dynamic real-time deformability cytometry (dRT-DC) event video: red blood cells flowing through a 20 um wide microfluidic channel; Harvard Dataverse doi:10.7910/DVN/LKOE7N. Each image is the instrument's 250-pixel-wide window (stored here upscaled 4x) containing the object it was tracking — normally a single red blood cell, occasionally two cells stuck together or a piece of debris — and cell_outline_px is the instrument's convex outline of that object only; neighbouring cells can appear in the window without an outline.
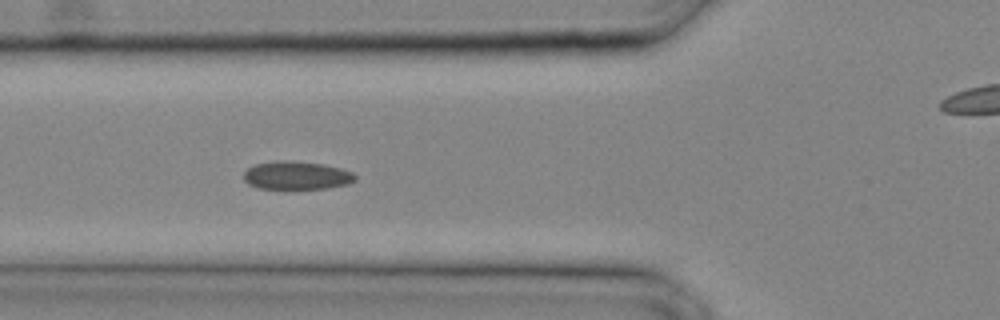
{"species": "common noctule bat (a hibernating species)", "species_latin": "Nyctalus noctula", "temperature_condition": "cold", "stored_images_in_passage": 27, "camera_frame_rate_fps": 3000, "um_per_image_px": 0.085, "animal": {"sex": "male", "body_mass_g": 20.4}, "frame": {"image": 1, "passage_image": 5, "time_ms": 1.333, "image_size_px": [1000, 320], "cell_outline_px": [[356, 180], [348, 184], [324, 188], [260, 188], [248, 184], [244, 180], [244, 172], [248, 168], [256, 164], [276, 160], [292, 160], [324, 164], [340, 168], [352, 172], [356, 176]], "centroid_in_image_um": [25.21, 14.89], "position_along_channel_um": 100.6, "area_um2": 18.26}}
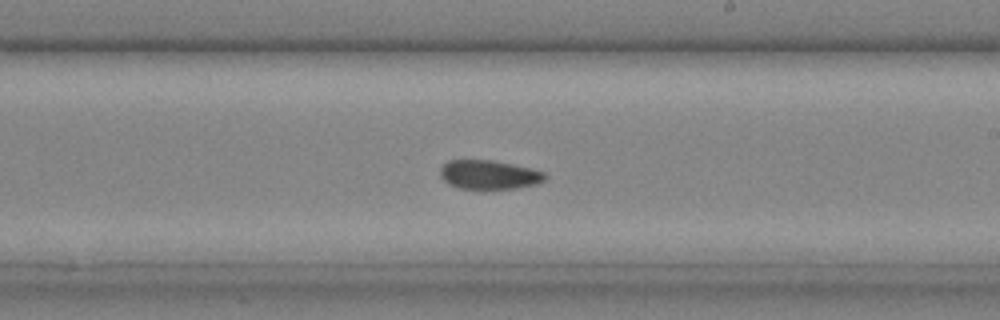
{"frame": {"image": 2, "passage_image": 12, "time_ms": 3.667, "image_size_px": [1000, 320], "cell_outline_px": [[548, 176], [544, 180], [536, 184], [516, 188], [460, 188], [448, 184], [440, 176], [440, 168], [448, 160], [492, 160], [532, 168], [544, 172]], "centroid_in_image_um": [41.57, 14.84], "position_along_channel_um": 247.4, "area_um2": 17.63}}